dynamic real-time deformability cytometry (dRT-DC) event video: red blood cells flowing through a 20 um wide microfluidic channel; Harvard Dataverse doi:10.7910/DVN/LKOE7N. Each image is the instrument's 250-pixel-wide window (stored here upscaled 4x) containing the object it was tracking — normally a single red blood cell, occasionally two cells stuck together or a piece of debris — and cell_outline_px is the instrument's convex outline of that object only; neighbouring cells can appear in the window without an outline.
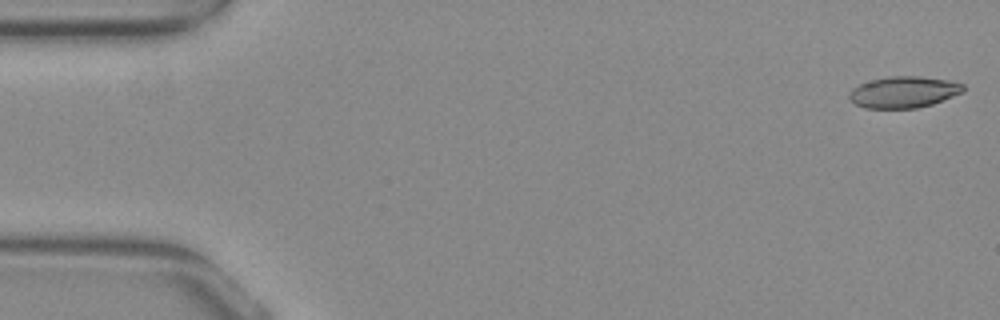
{"species": "common noctule bat (a hibernating species)", "species_latin": "Nyctalus noctula", "temperature_condition": "warm", "stored_images_in_passage": 25, "camera_frame_rate_fps": 3000, "um_per_image_px": 0.085, "animal": {"sex": "female", "body_mass_g": 29.2, "forearm_length_mm": 56.3}, "frame": {"image": 1, "passage_image": 1, "time_ms": 0.0, "image_size_px": [1000, 320], "cell_outline_px": [[964, 92], [932, 104], [916, 108], [864, 108], [856, 104], [848, 96], [848, 92], [852, 88], [860, 84], [872, 80], [892, 76], [920, 76], [948, 80], [964, 84]], "centroid_in_image_um": [76.82, 7.83], "position_along_channel_um": 8.2, "area_um2": 20.81}}
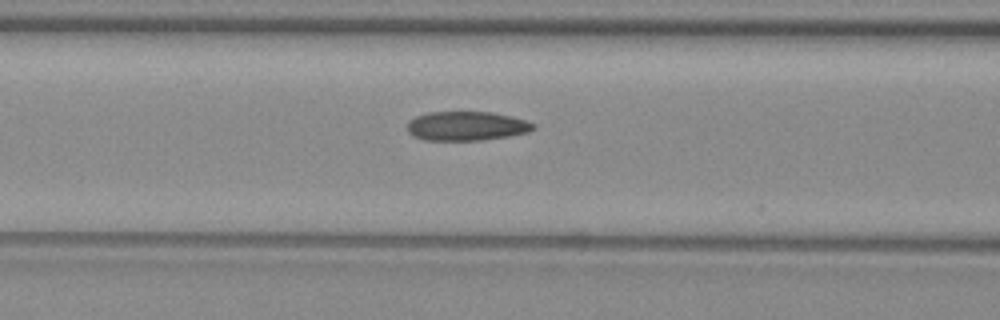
{"frame": {"image": 2, "passage_image": 21, "time_ms": 6.667, "image_size_px": [1000, 320], "cell_outline_px": [[536, 128], [528, 132], [508, 136], [484, 140], [424, 140], [412, 136], [408, 132], [408, 120], [416, 116], [428, 112], [492, 112], [512, 116], [536, 124]], "centroid_in_image_um": [39.65, 10.71], "position_along_channel_um": 127.0, "area_um2": 21.56}}
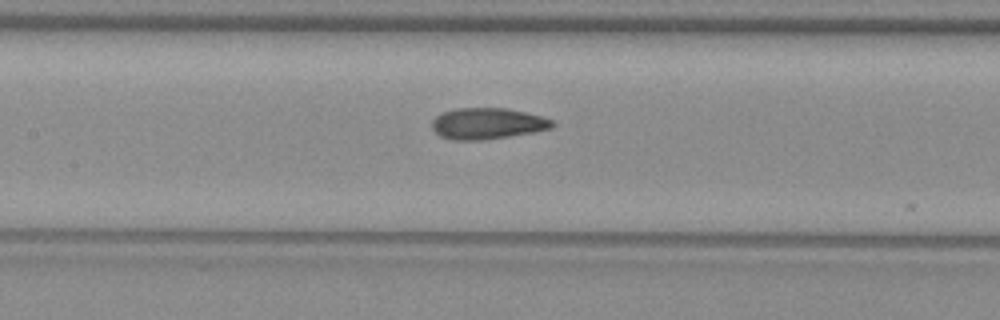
{"frame": {"image": 3, "passage_image": 24, "time_ms": 7.667, "image_size_px": [1000, 320], "cell_outline_px": [[556, 124], [552, 128], [532, 132], [508, 136], [480, 140], [452, 140], [440, 136], [432, 128], [432, 120], [436, 116], [444, 112], [456, 108], [508, 108], [540, 116], [552, 120]], "centroid_in_image_um": [41.41, 10.5], "position_along_channel_um": 166.0, "area_um2": 21.73}}